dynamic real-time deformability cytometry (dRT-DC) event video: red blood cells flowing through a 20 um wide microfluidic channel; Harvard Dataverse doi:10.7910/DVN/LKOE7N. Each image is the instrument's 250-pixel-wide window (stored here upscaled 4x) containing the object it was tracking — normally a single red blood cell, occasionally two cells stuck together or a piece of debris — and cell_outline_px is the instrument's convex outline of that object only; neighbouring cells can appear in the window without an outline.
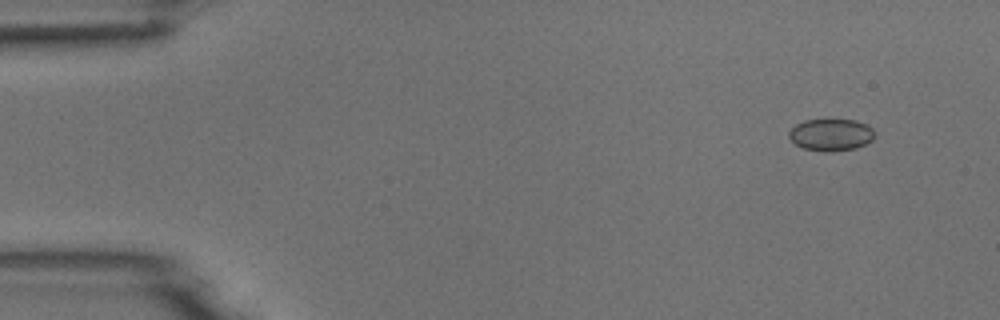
{"species": "common noctule bat (a hibernating species)", "species_latin": "Nyctalus noctula", "temperature_condition": "room temperature", "stored_images_in_passage": 6, "camera_frame_rate_fps": 3000, "um_per_image_px": 0.085, "animal": {"sex": "male", "body_mass_g": 18.8}, "frame": {"image": 1, "passage_image": 2, "time_ms": 1.0, "image_size_px": [1000, 320], "cell_outline_px": [[876, 136], [872, 140], [856, 148], [828, 152], [804, 148], [796, 144], [788, 136], [788, 132], [796, 124], [804, 120], [856, 120], [868, 124], [876, 132]], "centroid_in_image_um": [70.67, 11.45], "position_along_channel_um": 14.3, "area_um2": 16.01}}